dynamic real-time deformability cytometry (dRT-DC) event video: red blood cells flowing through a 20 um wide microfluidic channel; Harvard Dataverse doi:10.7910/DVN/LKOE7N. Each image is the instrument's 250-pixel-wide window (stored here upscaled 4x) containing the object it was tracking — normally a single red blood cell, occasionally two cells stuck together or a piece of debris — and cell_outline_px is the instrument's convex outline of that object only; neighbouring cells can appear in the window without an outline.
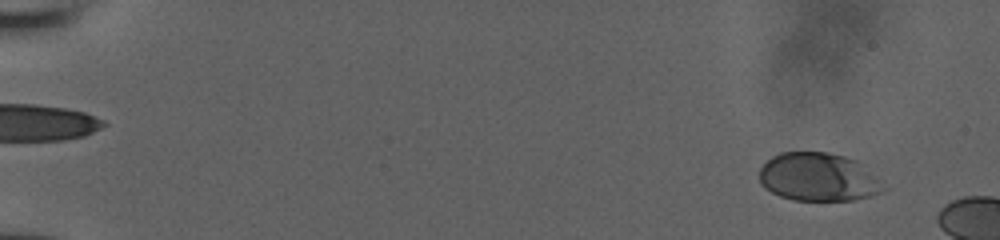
{"species": "human", "species_latin": "Homo sapiens", "temperature_condition": "room temperature", "stored_images_in_passage": 14, "camera_frame_rate_fps": 3000, "um_per_image_px": 0.085, "donor": {"sex": "male"}, "frame": {"image": 1, "passage_image": 5, "time_ms": 1.333, "image_size_px": [1000, 240], "cell_outline_px": [[888, 188], [880, 192], [868, 196], [852, 200], [792, 200], [780, 196], [764, 188], [760, 184], [760, 168], [772, 156], [780, 152], [828, 152], [844, 156], [856, 160], [876, 176]], "centroid_in_image_um": [69.55, 15.05], "position_along_channel_um": 15.5, "area_um2": 34.91}}